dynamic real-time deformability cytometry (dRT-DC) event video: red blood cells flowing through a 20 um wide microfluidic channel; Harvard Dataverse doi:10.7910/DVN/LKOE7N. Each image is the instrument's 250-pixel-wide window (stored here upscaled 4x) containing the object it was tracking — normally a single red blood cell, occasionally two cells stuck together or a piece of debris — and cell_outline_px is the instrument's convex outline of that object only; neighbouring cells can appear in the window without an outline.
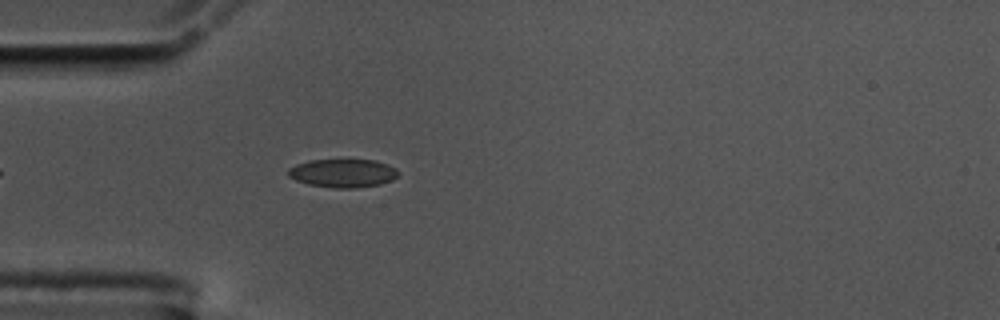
{"species": "common noctule bat (a hibernating species)", "species_latin": "Nyctalus noctula", "temperature_condition": "cold", "stored_images_in_passage": 41, "camera_frame_rate_fps": 3000, "um_per_image_px": 0.085, "animal": {"sex": "male", "body_mass_g": 17.5, "forearm_length_mm": 52.3}, "frame": {"image": 1, "passage_image": 6, "time_ms": 1.667, "image_size_px": [1000, 320], "cell_outline_px": [[400, 172], [392, 180], [380, 184], [356, 188], [332, 188], [308, 184], [296, 180], [288, 176], [288, 168], [296, 164], [308, 160], [376, 160], [388, 164], [396, 168]], "centroid_in_image_um": [29.15, 14.72], "position_along_channel_um": 55.9, "area_um2": 18.32}}
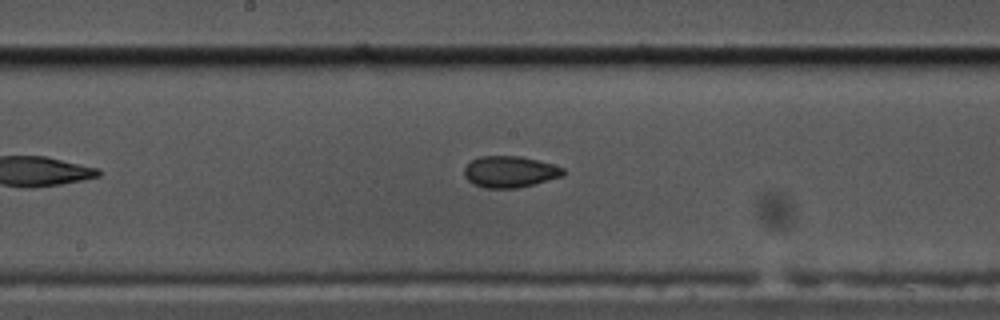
{"frame": {"image": 2, "passage_image": 19, "time_ms": 6.0, "image_size_px": [1000, 320], "cell_outline_px": [[564, 176], [516, 188], [484, 188], [472, 184], [464, 176], [464, 168], [472, 160], [480, 156], [520, 156], [552, 164], [564, 168]], "centroid_in_image_um": [43.31, 14.6], "position_along_channel_um": 204.9, "area_um2": 18.03}}
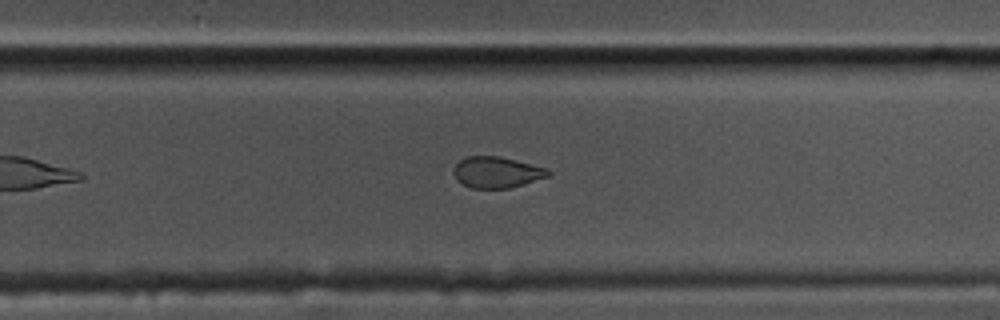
{"frame": {"image": 3, "passage_image": 26, "time_ms": 8.333, "image_size_px": [1000, 320], "cell_outline_px": [[552, 172], [548, 176], [524, 184], [508, 188], [472, 188], [456, 180], [452, 172], [452, 168], [460, 160], [468, 156], [500, 156], [548, 168]], "centroid_in_image_um": [42.21, 14.63], "position_along_channel_um": 287.6, "area_um2": 17.22}, "authors_computed_cell_mechanics": {"area_um2": 18.1492, "velocity_mm_per_s": 3.5518, "shape_relaxation_time_tau1_ms": 11.3069, "shape_relaxation_time_tau2_ms": 1.9402, "deformation_change_tau1": 0.173, "deformation_change_tau2": 0.0647}}